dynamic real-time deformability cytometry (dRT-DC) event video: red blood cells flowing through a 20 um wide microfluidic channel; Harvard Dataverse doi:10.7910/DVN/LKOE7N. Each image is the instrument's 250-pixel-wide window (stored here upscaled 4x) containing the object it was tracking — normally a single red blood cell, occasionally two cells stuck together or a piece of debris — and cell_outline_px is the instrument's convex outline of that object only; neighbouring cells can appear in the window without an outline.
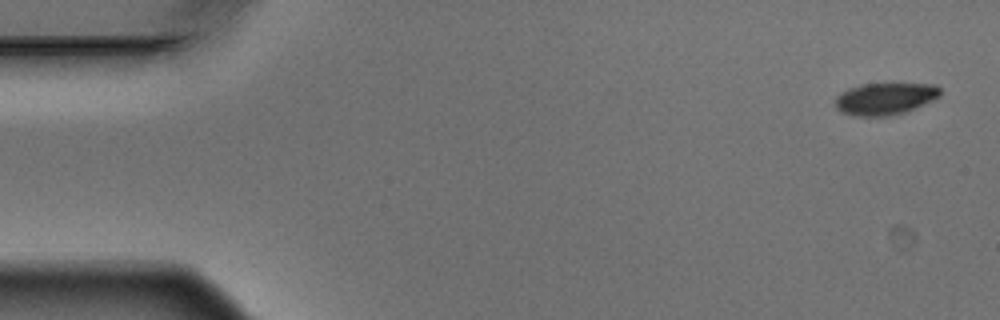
{"species": "Egyptian fruit bat (a non-hibernating species)", "species_latin": "Rousettus aegyptiacus", "temperature_condition": "warm", "stored_images_in_passage": 5, "camera_frame_rate_fps": 3000, "um_per_image_px": 0.085, "animal": {"sex": "male"}, "frame": {"image": 1, "passage_image": 1, "time_ms": 0.0, "image_size_px": [1000, 320], "cell_outline_px": [[940, 96], [916, 108], [892, 116], [852, 116], [840, 112], [836, 108], [836, 96], [840, 92], [848, 88], [860, 84], [936, 84], [940, 88]], "centroid_in_image_um": [75.2, 8.4], "position_along_channel_um": 9.8, "area_um2": 19.71}}
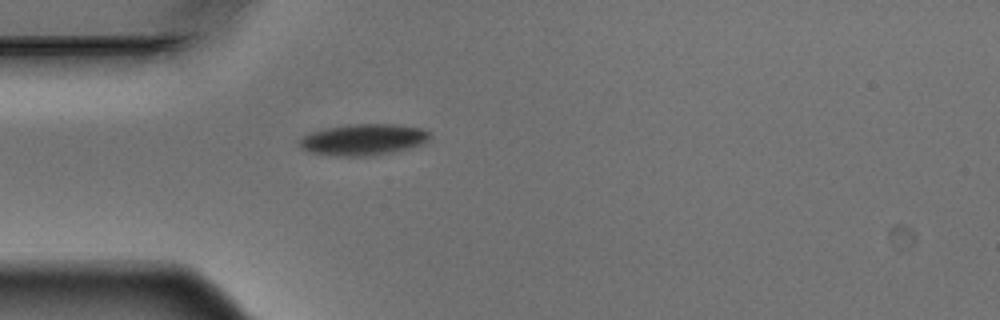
{"frame": {"image": 2, "passage_image": 5, "time_ms": 1.333, "image_size_px": [1000, 320], "cell_outline_px": [[432, 136], [424, 144], [392, 152], [372, 156], [336, 156], [308, 152], [300, 148], [300, 140], [304, 136], [312, 132], [328, 128], [348, 124], [392, 124], [424, 128], [432, 132]], "centroid_in_image_um": [30.94, 11.87], "position_along_channel_um": 54.1, "area_um2": 23.93}}